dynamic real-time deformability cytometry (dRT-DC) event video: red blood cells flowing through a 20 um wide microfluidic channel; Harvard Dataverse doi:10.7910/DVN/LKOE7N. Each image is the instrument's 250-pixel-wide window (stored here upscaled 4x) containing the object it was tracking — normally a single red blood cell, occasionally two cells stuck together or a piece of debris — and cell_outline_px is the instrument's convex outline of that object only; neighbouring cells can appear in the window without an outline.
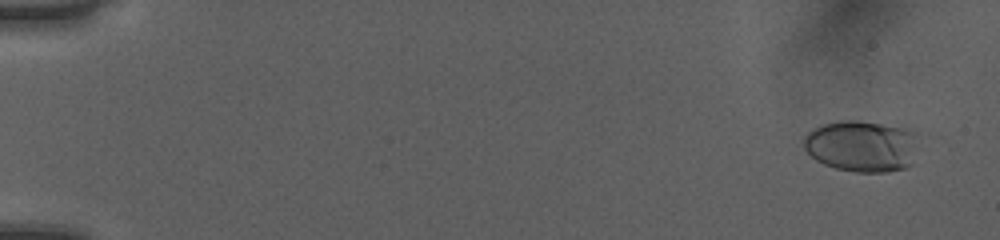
{"species": "human", "species_latin": "Homo sapiens", "temperature_condition": "room temperature", "stored_images_in_passage": 52, "camera_frame_rate_fps": 3000, "um_per_image_px": 0.085, "donor": {"sex": "female"}, "frame": {"image": 1, "passage_image": 3, "time_ms": 0.667, "image_size_px": [1000, 240], "cell_outline_px": [[928, 132], [912, 164], [904, 168], [888, 172], [856, 172], [836, 168], [824, 164], [816, 160], [804, 148], [804, 136], [812, 128], [820, 124], [840, 120], [856, 120], [908, 124]], "centroid_in_image_um": [73.5, 12.34], "position_along_channel_um": 11.5, "area_um2": 37.05}}
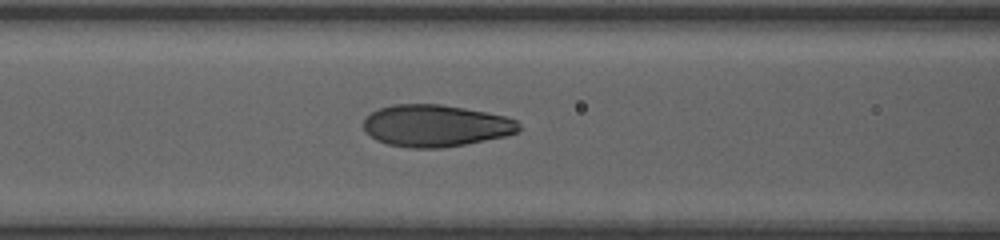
{"frame": {"image": 2, "passage_image": 24, "time_ms": 7.667, "image_size_px": [1000, 240], "cell_outline_px": [[520, 132], [504, 136], [464, 144], [440, 148], [408, 148], [388, 144], [376, 140], [364, 128], [364, 120], [372, 112], [380, 108], [392, 104], [440, 104], [464, 108], [504, 116], [516, 120], [520, 124]], "centroid_in_image_um": [37.03, 10.68], "position_along_channel_um": 129.6, "area_um2": 37.69}}
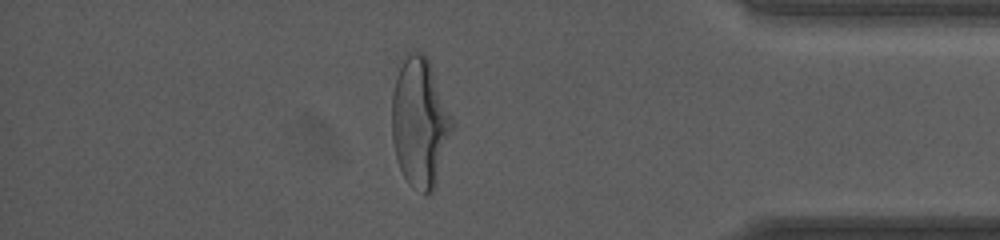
{"frame": {"image": 3, "passage_image": 46, "time_ms": 15.0, "image_size_px": [1000, 240], "cell_outline_px": [[452, 128], [436, 184], [432, 192], [424, 196], [412, 188], [408, 184], [400, 168], [396, 156], [392, 140], [392, 92], [396, 76], [408, 52], [424, 52], [432, 68], [452, 116]], "centroid_in_image_um": [35.67, 10.45], "position_along_channel_um": 399.5, "area_um2": 45.08}, "authors_computed_cell_mechanics": {"area_um2": 37.7723, "velocity_mm_per_s": 4.0386, "shape_relaxation_time_tau1_ms": 3.5802, "shape_relaxation_time_tau2_ms": null, "deformation_change_tau1": 0.1683, "deformation_change_tau2": null}}